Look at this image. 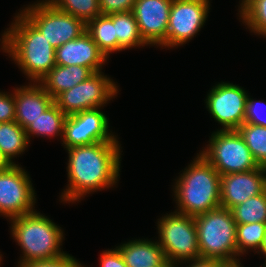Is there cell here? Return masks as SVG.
<instances>
[{
  "mask_svg": "<svg viewBox=\"0 0 266 267\" xmlns=\"http://www.w3.org/2000/svg\"><path fill=\"white\" fill-rule=\"evenodd\" d=\"M116 248L127 267H166L169 264L157 240H129Z\"/></svg>",
  "mask_w": 266,
  "mask_h": 267,
  "instance_id": "cell-18",
  "label": "cell"
},
{
  "mask_svg": "<svg viewBox=\"0 0 266 267\" xmlns=\"http://www.w3.org/2000/svg\"><path fill=\"white\" fill-rule=\"evenodd\" d=\"M93 74L94 72L90 68L80 65H55L42 79L40 84L44 87L46 92L55 99L63 91H67L82 83Z\"/></svg>",
  "mask_w": 266,
  "mask_h": 267,
  "instance_id": "cell-19",
  "label": "cell"
},
{
  "mask_svg": "<svg viewBox=\"0 0 266 267\" xmlns=\"http://www.w3.org/2000/svg\"><path fill=\"white\" fill-rule=\"evenodd\" d=\"M29 143L25 129L16 121L0 123V150L12 164H16L14 158L22 155Z\"/></svg>",
  "mask_w": 266,
  "mask_h": 267,
  "instance_id": "cell-22",
  "label": "cell"
},
{
  "mask_svg": "<svg viewBox=\"0 0 266 267\" xmlns=\"http://www.w3.org/2000/svg\"><path fill=\"white\" fill-rule=\"evenodd\" d=\"M199 153L222 175L246 172L260 166L237 130L213 131Z\"/></svg>",
  "mask_w": 266,
  "mask_h": 267,
  "instance_id": "cell-7",
  "label": "cell"
},
{
  "mask_svg": "<svg viewBox=\"0 0 266 267\" xmlns=\"http://www.w3.org/2000/svg\"><path fill=\"white\" fill-rule=\"evenodd\" d=\"M36 192L31 177L19 164L0 171V216L9 220L33 212Z\"/></svg>",
  "mask_w": 266,
  "mask_h": 267,
  "instance_id": "cell-10",
  "label": "cell"
},
{
  "mask_svg": "<svg viewBox=\"0 0 266 267\" xmlns=\"http://www.w3.org/2000/svg\"><path fill=\"white\" fill-rule=\"evenodd\" d=\"M101 109L84 110L66 117L61 139L64 149L96 142L118 141L117 135L109 129V118Z\"/></svg>",
  "mask_w": 266,
  "mask_h": 267,
  "instance_id": "cell-13",
  "label": "cell"
},
{
  "mask_svg": "<svg viewBox=\"0 0 266 267\" xmlns=\"http://www.w3.org/2000/svg\"><path fill=\"white\" fill-rule=\"evenodd\" d=\"M266 235V223L254 222L247 224H237L236 245L237 257H243L249 251L257 253ZM247 252V253H246Z\"/></svg>",
  "mask_w": 266,
  "mask_h": 267,
  "instance_id": "cell-25",
  "label": "cell"
},
{
  "mask_svg": "<svg viewBox=\"0 0 266 267\" xmlns=\"http://www.w3.org/2000/svg\"><path fill=\"white\" fill-rule=\"evenodd\" d=\"M116 31V52L148 46L143 40L132 11L108 15Z\"/></svg>",
  "mask_w": 266,
  "mask_h": 267,
  "instance_id": "cell-20",
  "label": "cell"
},
{
  "mask_svg": "<svg viewBox=\"0 0 266 267\" xmlns=\"http://www.w3.org/2000/svg\"><path fill=\"white\" fill-rule=\"evenodd\" d=\"M239 19L250 33L266 38V0H241Z\"/></svg>",
  "mask_w": 266,
  "mask_h": 267,
  "instance_id": "cell-24",
  "label": "cell"
},
{
  "mask_svg": "<svg viewBox=\"0 0 266 267\" xmlns=\"http://www.w3.org/2000/svg\"><path fill=\"white\" fill-rule=\"evenodd\" d=\"M86 32L107 58L116 52V31L113 20L108 15H100L88 21Z\"/></svg>",
  "mask_w": 266,
  "mask_h": 267,
  "instance_id": "cell-23",
  "label": "cell"
},
{
  "mask_svg": "<svg viewBox=\"0 0 266 267\" xmlns=\"http://www.w3.org/2000/svg\"><path fill=\"white\" fill-rule=\"evenodd\" d=\"M263 172H264V185H265V191H266V165L263 166Z\"/></svg>",
  "mask_w": 266,
  "mask_h": 267,
  "instance_id": "cell-38",
  "label": "cell"
},
{
  "mask_svg": "<svg viewBox=\"0 0 266 267\" xmlns=\"http://www.w3.org/2000/svg\"><path fill=\"white\" fill-rule=\"evenodd\" d=\"M166 267H176V265L168 264Z\"/></svg>",
  "mask_w": 266,
  "mask_h": 267,
  "instance_id": "cell-40",
  "label": "cell"
},
{
  "mask_svg": "<svg viewBox=\"0 0 266 267\" xmlns=\"http://www.w3.org/2000/svg\"><path fill=\"white\" fill-rule=\"evenodd\" d=\"M66 117L67 115L63 113L54 102L25 129L29 142L32 136L43 138L60 136V139L63 138Z\"/></svg>",
  "mask_w": 266,
  "mask_h": 267,
  "instance_id": "cell-21",
  "label": "cell"
},
{
  "mask_svg": "<svg viewBox=\"0 0 266 267\" xmlns=\"http://www.w3.org/2000/svg\"><path fill=\"white\" fill-rule=\"evenodd\" d=\"M121 149L119 141L96 142L66 149L68 184L61 193V202H80L87 194L117 185Z\"/></svg>",
  "mask_w": 266,
  "mask_h": 267,
  "instance_id": "cell-1",
  "label": "cell"
},
{
  "mask_svg": "<svg viewBox=\"0 0 266 267\" xmlns=\"http://www.w3.org/2000/svg\"><path fill=\"white\" fill-rule=\"evenodd\" d=\"M198 246L203 259L223 262L238 260L236 245L237 224L231 210L218 207L194 217Z\"/></svg>",
  "mask_w": 266,
  "mask_h": 267,
  "instance_id": "cell-5",
  "label": "cell"
},
{
  "mask_svg": "<svg viewBox=\"0 0 266 267\" xmlns=\"http://www.w3.org/2000/svg\"><path fill=\"white\" fill-rule=\"evenodd\" d=\"M244 123L266 127V102L263 100H254L248 95Z\"/></svg>",
  "mask_w": 266,
  "mask_h": 267,
  "instance_id": "cell-29",
  "label": "cell"
},
{
  "mask_svg": "<svg viewBox=\"0 0 266 267\" xmlns=\"http://www.w3.org/2000/svg\"><path fill=\"white\" fill-rule=\"evenodd\" d=\"M13 164L7 159V157L0 150V171H4L10 168Z\"/></svg>",
  "mask_w": 266,
  "mask_h": 267,
  "instance_id": "cell-35",
  "label": "cell"
},
{
  "mask_svg": "<svg viewBox=\"0 0 266 267\" xmlns=\"http://www.w3.org/2000/svg\"><path fill=\"white\" fill-rule=\"evenodd\" d=\"M261 253L264 257H265V263L266 264V235L263 239V243L259 249V251L257 252V254Z\"/></svg>",
  "mask_w": 266,
  "mask_h": 267,
  "instance_id": "cell-37",
  "label": "cell"
},
{
  "mask_svg": "<svg viewBox=\"0 0 266 267\" xmlns=\"http://www.w3.org/2000/svg\"><path fill=\"white\" fill-rule=\"evenodd\" d=\"M0 253H1V252H0ZM2 257H3L2 254H0V266H1L2 261H3V260H2V259H3Z\"/></svg>",
  "mask_w": 266,
  "mask_h": 267,
  "instance_id": "cell-39",
  "label": "cell"
},
{
  "mask_svg": "<svg viewBox=\"0 0 266 267\" xmlns=\"http://www.w3.org/2000/svg\"><path fill=\"white\" fill-rule=\"evenodd\" d=\"M107 60L109 59L87 32L56 49V65H80L90 68L95 73L103 70L102 67Z\"/></svg>",
  "mask_w": 266,
  "mask_h": 267,
  "instance_id": "cell-16",
  "label": "cell"
},
{
  "mask_svg": "<svg viewBox=\"0 0 266 267\" xmlns=\"http://www.w3.org/2000/svg\"><path fill=\"white\" fill-rule=\"evenodd\" d=\"M236 224L266 223V191L231 209Z\"/></svg>",
  "mask_w": 266,
  "mask_h": 267,
  "instance_id": "cell-26",
  "label": "cell"
},
{
  "mask_svg": "<svg viewBox=\"0 0 266 267\" xmlns=\"http://www.w3.org/2000/svg\"><path fill=\"white\" fill-rule=\"evenodd\" d=\"M57 9L83 20L85 23L102 15L99 0H47Z\"/></svg>",
  "mask_w": 266,
  "mask_h": 267,
  "instance_id": "cell-28",
  "label": "cell"
},
{
  "mask_svg": "<svg viewBox=\"0 0 266 267\" xmlns=\"http://www.w3.org/2000/svg\"><path fill=\"white\" fill-rule=\"evenodd\" d=\"M99 264L101 267H127L119 250L114 249L104 250L100 254Z\"/></svg>",
  "mask_w": 266,
  "mask_h": 267,
  "instance_id": "cell-33",
  "label": "cell"
},
{
  "mask_svg": "<svg viewBox=\"0 0 266 267\" xmlns=\"http://www.w3.org/2000/svg\"><path fill=\"white\" fill-rule=\"evenodd\" d=\"M237 131L259 166L266 165V127L243 123Z\"/></svg>",
  "mask_w": 266,
  "mask_h": 267,
  "instance_id": "cell-27",
  "label": "cell"
},
{
  "mask_svg": "<svg viewBox=\"0 0 266 267\" xmlns=\"http://www.w3.org/2000/svg\"><path fill=\"white\" fill-rule=\"evenodd\" d=\"M184 263L186 267H221V264L223 263V261L215 260V259L200 258V259H195L192 261H187V264L189 263V265H187L186 262L176 264V267H183V265L181 264H184Z\"/></svg>",
  "mask_w": 266,
  "mask_h": 267,
  "instance_id": "cell-34",
  "label": "cell"
},
{
  "mask_svg": "<svg viewBox=\"0 0 266 267\" xmlns=\"http://www.w3.org/2000/svg\"><path fill=\"white\" fill-rule=\"evenodd\" d=\"M11 235L22 249L19 263L51 260L66 254L64 230L39 211L10 219Z\"/></svg>",
  "mask_w": 266,
  "mask_h": 267,
  "instance_id": "cell-4",
  "label": "cell"
},
{
  "mask_svg": "<svg viewBox=\"0 0 266 267\" xmlns=\"http://www.w3.org/2000/svg\"><path fill=\"white\" fill-rule=\"evenodd\" d=\"M248 92L238 84L218 82L206 95L205 104L220 130H237L245 119Z\"/></svg>",
  "mask_w": 266,
  "mask_h": 267,
  "instance_id": "cell-11",
  "label": "cell"
},
{
  "mask_svg": "<svg viewBox=\"0 0 266 267\" xmlns=\"http://www.w3.org/2000/svg\"><path fill=\"white\" fill-rule=\"evenodd\" d=\"M265 190L263 166L220 176L221 207L231 210Z\"/></svg>",
  "mask_w": 266,
  "mask_h": 267,
  "instance_id": "cell-15",
  "label": "cell"
},
{
  "mask_svg": "<svg viewBox=\"0 0 266 267\" xmlns=\"http://www.w3.org/2000/svg\"><path fill=\"white\" fill-rule=\"evenodd\" d=\"M221 267H244V266H242L241 261L239 259L232 262H223L221 264Z\"/></svg>",
  "mask_w": 266,
  "mask_h": 267,
  "instance_id": "cell-36",
  "label": "cell"
},
{
  "mask_svg": "<svg viewBox=\"0 0 266 267\" xmlns=\"http://www.w3.org/2000/svg\"><path fill=\"white\" fill-rule=\"evenodd\" d=\"M28 83L14 88L15 121L24 129L54 103L40 83Z\"/></svg>",
  "mask_w": 266,
  "mask_h": 267,
  "instance_id": "cell-17",
  "label": "cell"
},
{
  "mask_svg": "<svg viewBox=\"0 0 266 267\" xmlns=\"http://www.w3.org/2000/svg\"><path fill=\"white\" fill-rule=\"evenodd\" d=\"M13 93L0 91V123L15 121V101Z\"/></svg>",
  "mask_w": 266,
  "mask_h": 267,
  "instance_id": "cell-32",
  "label": "cell"
},
{
  "mask_svg": "<svg viewBox=\"0 0 266 267\" xmlns=\"http://www.w3.org/2000/svg\"><path fill=\"white\" fill-rule=\"evenodd\" d=\"M17 267H86L81 264L74 256L64 254L63 256L57 257L51 260L32 261L27 263H19ZM88 267V266H87Z\"/></svg>",
  "mask_w": 266,
  "mask_h": 267,
  "instance_id": "cell-30",
  "label": "cell"
},
{
  "mask_svg": "<svg viewBox=\"0 0 266 267\" xmlns=\"http://www.w3.org/2000/svg\"><path fill=\"white\" fill-rule=\"evenodd\" d=\"M136 0H99L102 15L132 11Z\"/></svg>",
  "mask_w": 266,
  "mask_h": 267,
  "instance_id": "cell-31",
  "label": "cell"
},
{
  "mask_svg": "<svg viewBox=\"0 0 266 267\" xmlns=\"http://www.w3.org/2000/svg\"><path fill=\"white\" fill-rule=\"evenodd\" d=\"M172 2L173 0L135 1L132 12L138 23L139 32L148 45L162 49L166 48Z\"/></svg>",
  "mask_w": 266,
  "mask_h": 267,
  "instance_id": "cell-14",
  "label": "cell"
},
{
  "mask_svg": "<svg viewBox=\"0 0 266 267\" xmlns=\"http://www.w3.org/2000/svg\"><path fill=\"white\" fill-rule=\"evenodd\" d=\"M116 83L104 72H95L82 83L60 93L54 102L67 116L84 110L103 108L119 93Z\"/></svg>",
  "mask_w": 266,
  "mask_h": 267,
  "instance_id": "cell-9",
  "label": "cell"
},
{
  "mask_svg": "<svg viewBox=\"0 0 266 267\" xmlns=\"http://www.w3.org/2000/svg\"><path fill=\"white\" fill-rule=\"evenodd\" d=\"M158 240L169 264H180L200 259L198 232L194 216L176 211L157 221Z\"/></svg>",
  "mask_w": 266,
  "mask_h": 267,
  "instance_id": "cell-6",
  "label": "cell"
},
{
  "mask_svg": "<svg viewBox=\"0 0 266 267\" xmlns=\"http://www.w3.org/2000/svg\"><path fill=\"white\" fill-rule=\"evenodd\" d=\"M191 162L172 189L175 211L195 217L221 206L220 174L200 153Z\"/></svg>",
  "mask_w": 266,
  "mask_h": 267,
  "instance_id": "cell-3",
  "label": "cell"
},
{
  "mask_svg": "<svg viewBox=\"0 0 266 267\" xmlns=\"http://www.w3.org/2000/svg\"><path fill=\"white\" fill-rule=\"evenodd\" d=\"M0 38V49L18 65L30 82L40 83L56 65V49L19 11Z\"/></svg>",
  "mask_w": 266,
  "mask_h": 267,
  "instance_id": "cell-2",
  "label": "cell"
},
{
  "mask_svg": "<svg viewBox=\"0 0 266 267\" xmlns=\"http://www.w3.org/2000/svg\"><path fill=\"white\" fill-rule=\"evenodd\" d=\"M210 5V0H173L169 13L166 48H178L192 40L204 27Z\"/></svg>",
  "mask_w": 266,
  "mask_h": 267,
  "instance_id": "cell-12",
  "label": "cell"
},
{
  "mask_svg": "<svg viewBox=\"0 0 266 267\" xmlns=\"http://www.w3.org/2000/svg\"><path fill=\"white\" fill-rule=\"evenodd\" d=\"M23 8L20 12L54 49L86 32V23L83 20L57 9L47 0H39Z\"/></svg>",
  "mask_w": 266,
  "mask_h": 267,
  "instance_id": "cell-8",
  "label": "cell"
}]
</instances>
